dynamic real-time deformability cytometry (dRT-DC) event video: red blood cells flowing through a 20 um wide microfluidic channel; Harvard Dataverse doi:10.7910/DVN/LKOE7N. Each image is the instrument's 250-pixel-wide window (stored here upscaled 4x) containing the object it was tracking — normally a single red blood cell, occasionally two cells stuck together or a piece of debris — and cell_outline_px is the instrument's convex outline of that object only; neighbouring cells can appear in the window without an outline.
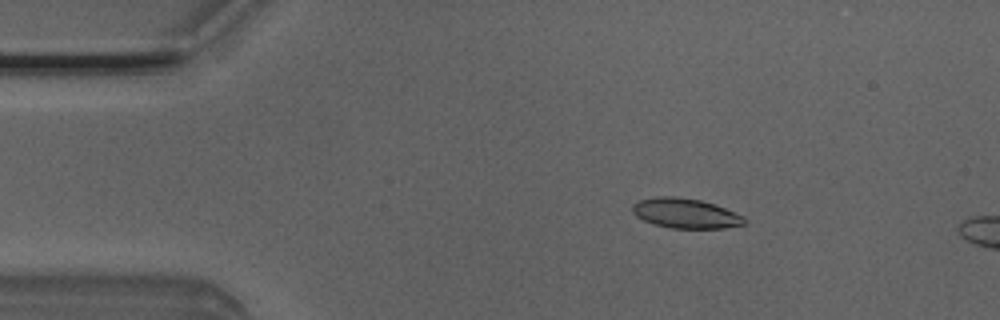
{"species": "Egyptian fruit bat (a non-hibernating species)", "species_latin": "Rousettus aegyptiacus", "temperature_condition": "room temperature", "stored_images_in_passage": 4, "camera_frame_rate_fps": 3000, "um_per_image_px": 0.085, "animal": {"sex": "male"}, "frame": {"image": 1, "passage_image": 3, "time_ms": 0.667, "image_size_px": [1000, 320], "cell_outline_px": [[744, 224], [724, 228], [672, 228], [656, 224], [644, 220], [636, 216], [632, 212], [632, 204], [640, 200], [656, 196], [672, 196], [700, 200], [724, 208], [744, 216]], "centroid_in_image_um": [58.23, 18.13], "position_along_channel_um": 26.8, "area_um2": 19.19}}